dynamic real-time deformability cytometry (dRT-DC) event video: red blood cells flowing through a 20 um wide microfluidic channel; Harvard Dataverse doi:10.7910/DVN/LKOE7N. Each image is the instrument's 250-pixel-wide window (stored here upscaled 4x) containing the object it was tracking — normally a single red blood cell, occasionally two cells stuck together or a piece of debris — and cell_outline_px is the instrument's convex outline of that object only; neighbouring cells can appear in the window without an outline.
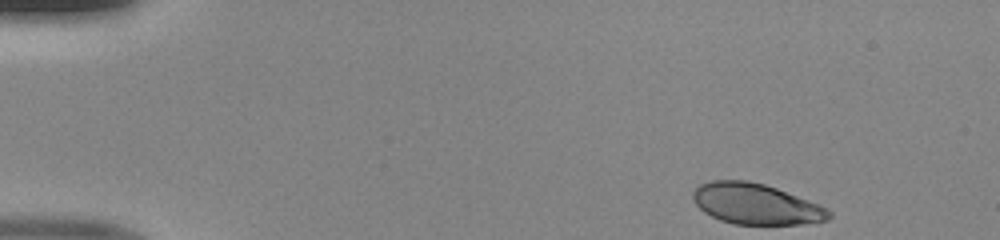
{"species": "human", "species_latin": "Homo sapiens", "temperature_condition": "room temperature", "stored_images_in_passage": 44, "camera_frame_rate_fps": 3000, "um_per_image_px": 0.085, "donor": {"sex": "male"}, "frame": {"image": 1, "passage_image": 1, "time_ms": 0.0, "image_size_px": [1000, 240], "cell_outline_px": [[832, 216], [828, 220], [804, 224], [732, 224], [720, 220], [704, 212], [696, 204], [692, 196], [692, 192], [700, 184], [712, 180], [748, 180], [764, 184], [776, 188], [808, 200], [828, 208], [832, 212]], "centroid_in_image_um": [64.26, 17.34], "position_along_channel_um": 20.7, "area_um2": 32.31}}
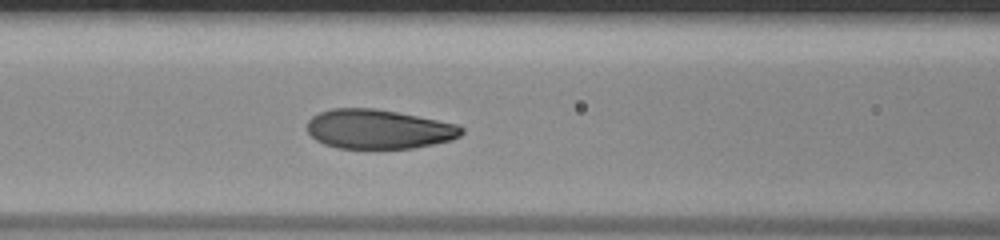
{"frame": {"image": 2, "passage_image": 17, "time_ms": 5.333, "image_size_px": [1000, 240], "cell_outline_px": [[464, 132], [460, 136], [452, 140], [412, 148], [336, 148], [324, 144], [316, 140], [308, 132], [308, 120], [312, 116], [320, 112], [332, 108], [376, 108], [460, 124], [464, 128]], "centroid_in_image_um": [32.2, 10.97], "position_along_channel_um": 134.4, "area_um2": 35.55}}
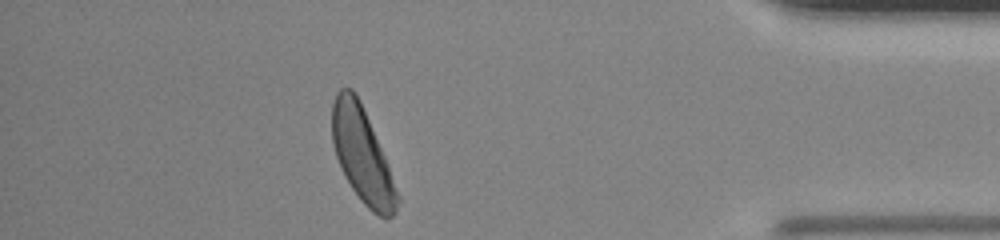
{"frame": {"image": 3, "passage_image": 39, "time_ms": 12.667, "image_size_px": [1000, 240], "cell_outline_px": [[400, 200], [396, 212], [388, 220], [384, 220], [372, 212], [360, 200], [344, 176], [336, 156], [332, 144], [332, 104], [336, 92], [340, 88], [352, 88], [360, 100], [388, 164], [400, 196]], "centroid_in_image_um": [30.8, 13.23], "position_along_channel_um": 404.4, "area_um2": 36.24}}